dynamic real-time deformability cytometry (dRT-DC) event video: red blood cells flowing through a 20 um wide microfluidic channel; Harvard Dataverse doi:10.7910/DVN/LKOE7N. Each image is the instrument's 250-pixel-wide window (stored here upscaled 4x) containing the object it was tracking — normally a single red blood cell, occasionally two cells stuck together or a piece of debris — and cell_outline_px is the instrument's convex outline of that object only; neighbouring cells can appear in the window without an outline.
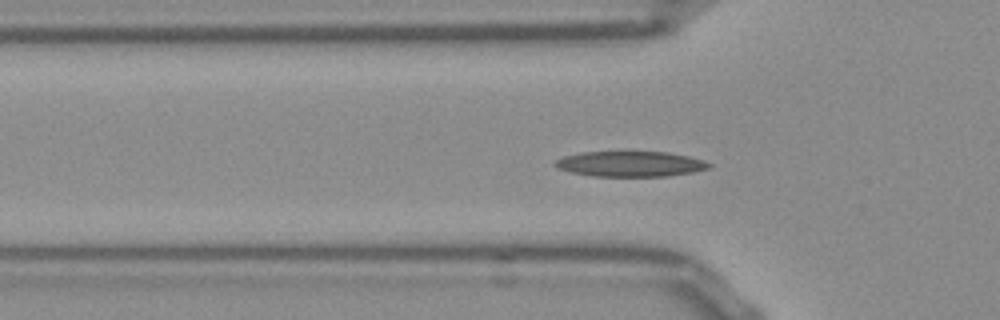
{"species": "Egyptian fruit bat (a non-hibernating species)", "species_latin": "Rousettus aegyptiacus", "temperature_condition": "room temperature", "stored_images_in_passage": 42, "segment_of_instrument_passage": [1, 2], "camera_frame_rate_fps": 3000, "um_per_image_px": 0.085, "frame": {"image": 1, "passage_image": 5, "time_ms": 1.333, "image_size_px": [1000, 320], "cell_outline_px": [[712, 164], [708, 168], [692, 172], [668, 176], [592, 176], [568, 172], [556, 168], [552, 164], [556, 160], [564, 156], [584, 152], [668, 152], [688, 156], [704, 160]], "centroid_in_image_um": [53.54, 13.94], "position_along_channel_um": 72.3, "area_um2": 22.77}}
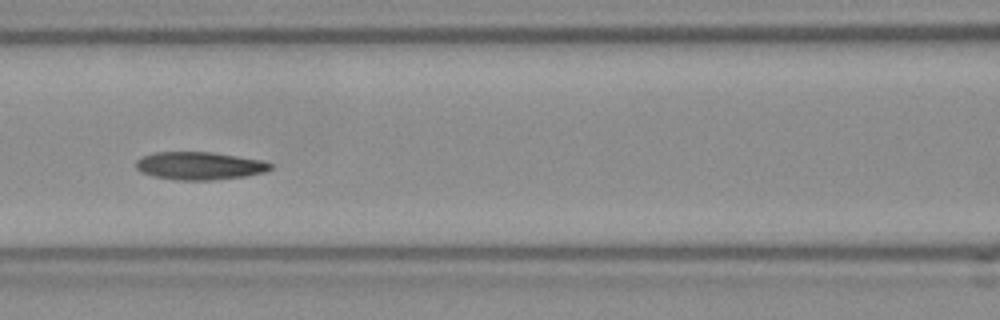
{"frame": {"image": 2, "passage_image": 11, "time_ms": 3.333, "image_size_px": [1000, 320], "cell_outline_px": [[272, 168], [264, 172], [244, 176], [212, 180], [180, 180], [152, 176], [140, 172], [136, 168], [136, 160], [144, 156], [156, 152], [212, 152], [260, 160], [272, 164]], "centroid_in_image_um": [16.92, 14.09], "position_along_channel_um": 149.7, "area_um2": 21.62}}
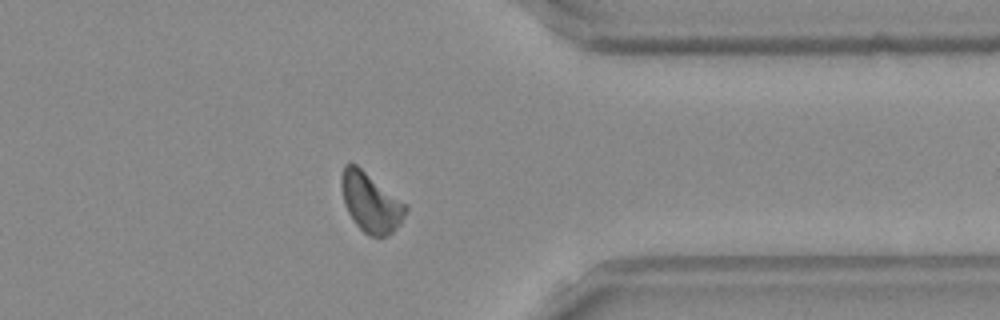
{"frame": {"image": 3, "passage_image": 30, "time_ms": 9.667, "image_size_px": [1000, 320], "cell_outline_px": [[408, 208], [400, 224], [388, 236], [372, 236], [364, 232], [356, 224], [348, 212], [344, 204], [340, 184], [340, 176], [344, 164], [356, 164], [408, 204]], "centroid_in_image_um": [31.51, 17.18], "position_along_channel_um": 379.9, "area_um2": 22.37}}